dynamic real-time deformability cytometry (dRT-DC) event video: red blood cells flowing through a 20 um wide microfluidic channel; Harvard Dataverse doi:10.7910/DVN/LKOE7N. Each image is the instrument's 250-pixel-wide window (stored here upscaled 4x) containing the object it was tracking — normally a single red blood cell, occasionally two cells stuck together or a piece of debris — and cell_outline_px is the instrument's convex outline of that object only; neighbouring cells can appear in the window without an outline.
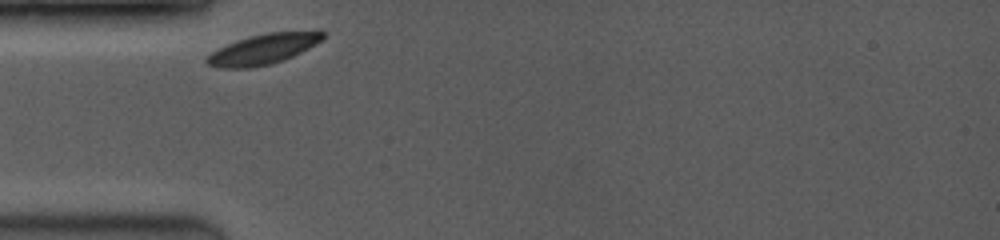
{"species": "common noctule bat (a hibernating species)", "species_latin": "Nyctalus noctula", "temperature_condition": "room temperature", "stored_images_in_passage": 7, "camera_frame_rate_fps": 3500, "um_per_image_px": 0.085, "animal": {"sex": "female", "body_mass_g": 19.0, "forearm_length_mm": 53.3}, "frame": {"image": 1, "passage_image": 1, "time_ms": 0.0, "image_size_px": [1000, 240], "cell_outline_px": [[324, 40], [284, 60], [272, 64], [252, 68], [216, 68], [208, 64], [204, 60], [212, 52], [228, 44], [248, 36], [268, 32], [320, 28], [324, 32]], "centroid_in_image_um": [22.47, 4.14], "position_along_channel_um": 62.5, "area_um2": 21.04}}
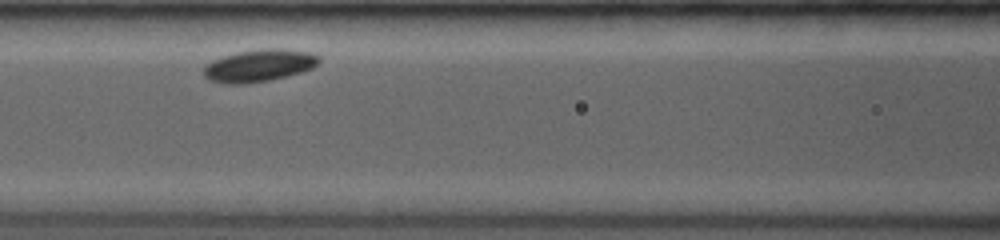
{"frame": {"image": 2, "passage_image": 4, "time_ms": 2.286, "image_size_px": [1000, 240], "cell_outline_px": [[320, 60], [312, 68], [304, 72], [268, 80], [244, 84], [228, 84], [212, 80], [204, 76], [204, 64], [212, 60], [236, 52], [260, 48], [280, 48], [312, 52], [320, 56]], "centroid_in_image_um": [22.04, 5.55], "position_along_channel_um": 144.6, "area_um2": 21.85}}
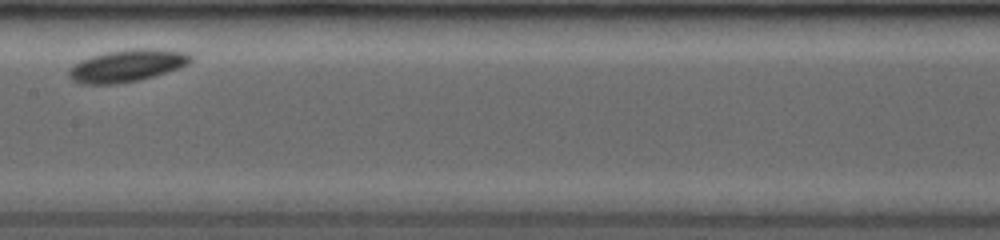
{"frame": {"image": 3, "passage_image": 6, "time_ms": 3.714, "image_size_px": [1000, 240], "cell_outline_px": [[192, 60], [188, 64], [180, 68], [140, 80], [116, 84], [80, 84], [72, 80], [68, 76], [68, 72], [80, 60], [92, 56], [108, 52], [128, 48], [160, 48], [184, 52], [192, 56]], "centroid_in_image_um": [10.83, 5.58], "position_along_channel_um": 196.6, "area_um2": 22.95}}